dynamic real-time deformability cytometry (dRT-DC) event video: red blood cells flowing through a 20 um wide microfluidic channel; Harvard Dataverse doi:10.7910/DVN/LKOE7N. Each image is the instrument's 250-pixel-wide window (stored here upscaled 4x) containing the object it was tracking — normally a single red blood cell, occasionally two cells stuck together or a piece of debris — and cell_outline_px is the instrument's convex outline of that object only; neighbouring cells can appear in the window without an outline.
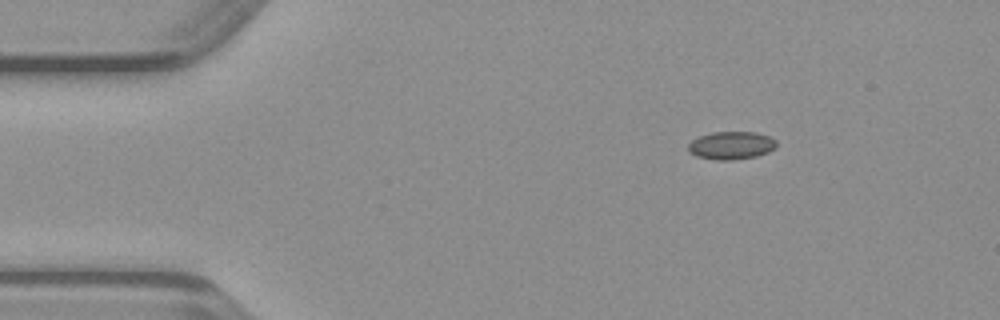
{"species": "common noctule bat (a hibernating species)", "species_latin": "Nyctalus noctula", "temperature_condition": "warm", "stored_images_in_passage": 42, "camera_frame_rate_fps": 3000, "um_per_image_px": 0.085, "animal": {"sex": "male", "body_mass_g": 23.1, "forearm_length_mm": 52.7}, "frame": {"image": 1, "passage_image": 1, "time_ms": 0.0, "image_size_px": [1000, 320], "cell_outline_px": [[776, 148], [768, 152], [756, 156], [732, 160], [716, 160], [696, 156], [688, 152], [688, 144], [692, 140], [700, 136], [712, 132], [756, 132], [768, 136], [776, 140]], "centroid_in_image_um": [62.15, 12.36], "position_along_channel_um": 22.9, "area_um2": 14.39}}
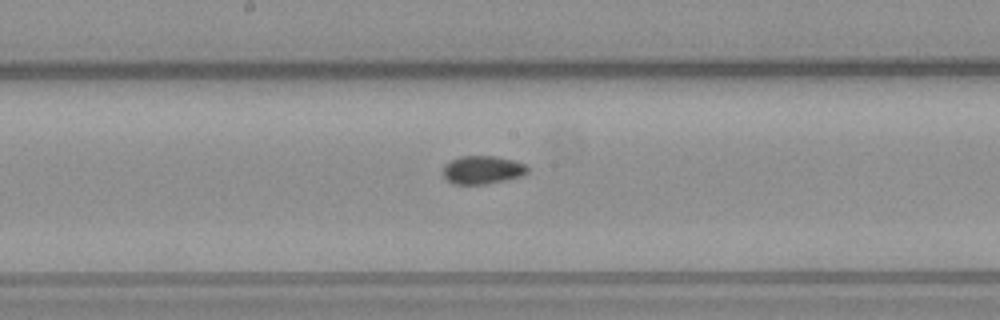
{"frame": {"image": 2, "passage_image": 19, "time_ms": 6.0, "image_size_px": [1000, 320], "cell_outline_px": [[528, 172], [520, 176], [504, 180], [484, 184], [452, 184], [444, 176], [444, 164], [460, 156], [496, 156], [512, 160], [524, 164], [528, 168]], "centroid_in_image_um": [40.99, 14.43], "position_along_channel_um": 207.2, "area_um2": 13.7}}
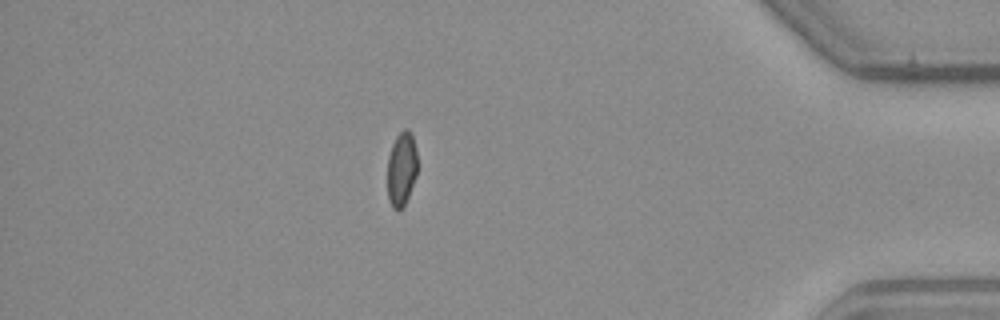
{"frame": {"image": 3, "passage_image": 36, "time_ms": 11.667, "image_size_px": [1000, 320], "cell_outline_px": [[416, 176], [408, 196], [404, 204], [396, 212], [392, 208], [388, 200], [388, 156], [392, 144], [396, 136], [404, 128], [408, 128], [412, 132], [416, 152]], "centroid_in_image_um": [34.12, 14.33], "position_along_channel_um": 401.1, "area_um2": 12.95}}